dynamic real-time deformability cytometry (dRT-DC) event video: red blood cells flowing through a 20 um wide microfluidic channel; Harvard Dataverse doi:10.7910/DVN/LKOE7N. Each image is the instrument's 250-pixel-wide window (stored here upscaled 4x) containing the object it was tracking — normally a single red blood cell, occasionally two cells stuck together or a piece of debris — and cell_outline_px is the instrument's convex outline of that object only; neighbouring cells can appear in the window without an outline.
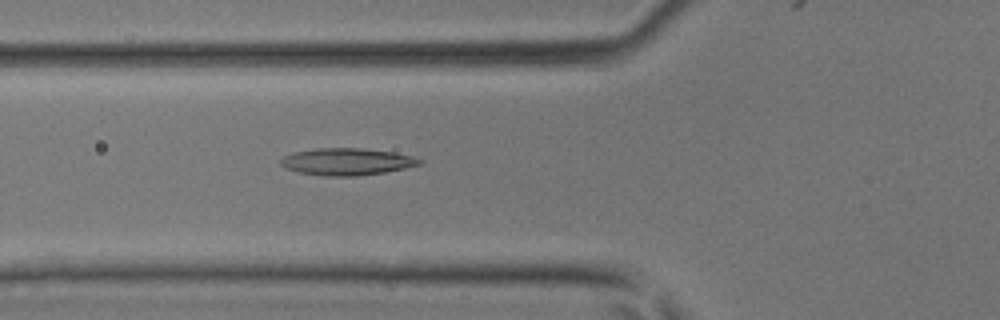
{"species": "common noctule bat (a hibernating species)", "species_latin": "Nyctalus noctula", "temperature_condition": "room temperature", "stored_images_in_passage": 33, "camera_frame_rate_fps": 3000, "um_per_image_px": 0.085, "animal": {"sex": "male", "body_mass_g": 17.9, "forearm_length_mm": 54.2}, "frame": {"image": 1, "passage_image": 6, "time_ms": 1.667, "image_size_px": [1000, 320], "cell_outline_px": [[424, 164], [384, 172], [356, 176], [328, 176], [300, 172], [284, 168], [280, 164], [280, 160], [284, 156], [292, 152], [316, 148], [360, 148], [392, 152], [412, 156], [424, 160]], "centroid_in_image_um": [29.48, 13.74], "position_along_channel_um": 96.3, "area_um2": 21.85}}
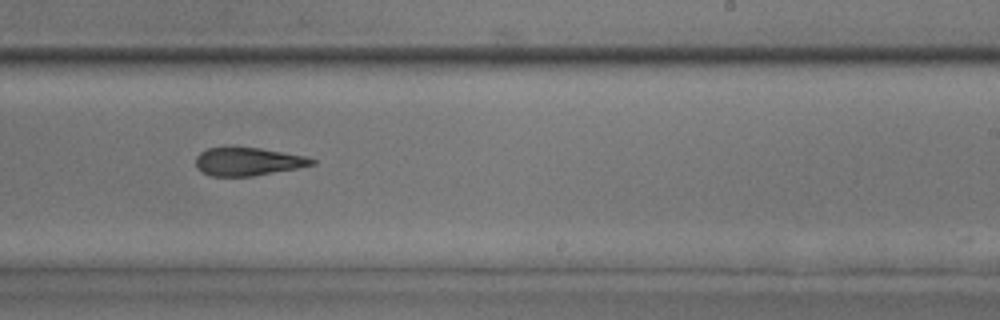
{"frame": {"image": 2, "passage_image": 17, "time_ms": 5.333, "image_size_px": [1000, 320], "cell_outline_px": [[316, 164], [296, 168], [252, 176], [212, 176], [200, 172], [196, 168], [196, 156], [200, 152], [208, 148], [232, 144], [260, 148], [304, 156], [316, 160]], "centroid_in_image_um": [20.99, 13.69], "position_along_channel_um": 268.0, "area_um2": 19.54}}
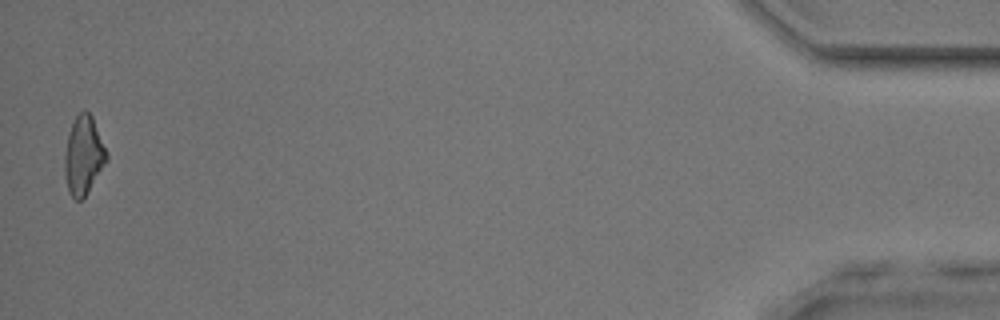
{"frame": {"image": 3, "passage_image": 33, "time_ms": 10.667, "image_size_px": [1000, 320], "cell_outline_px": [[108, 160], [88, 192], [80, 200], [76, 200], [68, 192], [64, 172], [64, 156], [68, 132], [76, 116], [84, 108], [92, 116], [108, 152]], "centroid_in_image_um": [7.1, 13.2], "position_along_channel_um": 428.1, "area_um2": 19.36}}